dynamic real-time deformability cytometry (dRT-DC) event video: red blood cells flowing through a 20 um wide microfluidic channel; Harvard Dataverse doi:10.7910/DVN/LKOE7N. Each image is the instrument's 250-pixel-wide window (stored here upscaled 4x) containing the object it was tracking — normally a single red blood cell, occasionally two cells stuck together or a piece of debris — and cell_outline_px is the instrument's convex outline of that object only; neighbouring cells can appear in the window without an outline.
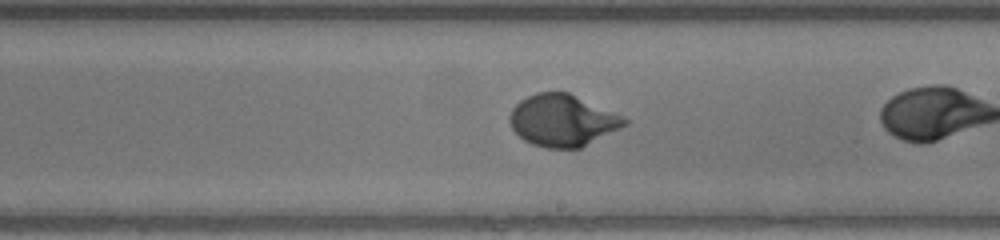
{"species": "human", "species_latin": "Homo sapiens", "temperature_condition": "warm", "stored_images_in_passage": 33, "camera_frame_rate_fps": 3000, "um_per_image_px": 0.085, "donor": {"sex": "male"}, "frame": {"image": 1, "passage_image": 24, "time_ms": 7.667, "image_size_px": [1000, 240], "cell_outline_px": [[628, 124], [580, 148], [548, 148], [532, 144], [524, 140], [512, 128], [508, 120], [508, 116], [512, 108], [520, 100], [536, 92], [568, 92], [620, 116], [628, 120]], "centroid_in_image_um": [47.76, 10.24], "position_along_channel_um": 241.2, "area_um2": 34.16}}